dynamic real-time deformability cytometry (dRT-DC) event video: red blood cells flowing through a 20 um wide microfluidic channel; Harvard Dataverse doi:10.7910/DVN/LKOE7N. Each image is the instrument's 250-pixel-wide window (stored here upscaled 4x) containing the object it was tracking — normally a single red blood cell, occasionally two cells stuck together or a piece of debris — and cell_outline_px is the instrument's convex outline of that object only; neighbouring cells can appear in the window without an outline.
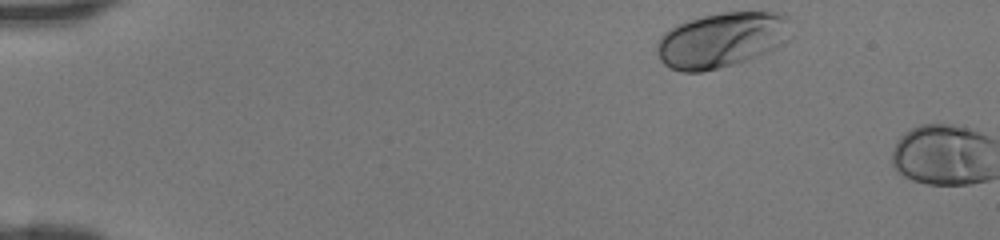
{"species": "human", "species_latin": "Homo sapiens", "temperature_condition": "room temperature", "stored_images_in_passage": 3, "camera_frame_rate_fps": 3000, "um_per_image_px": 0.085, "donor": {"sex": "female"}, "frame": {"image": 1, "passage_image": 1, "time_ms": 0.0, "image_size_px": [1000, 240], "cell_outline_px": [[788, 40], [784, 44], [768, 52], [748, 60], [720, 68], [700, 72], [680, 72], [664, 64], [660, 60], [656, 52], [656, 44], [660, 36], [668, 28], [676, 24], [688, 20], [720, 12], [784, 12], [788, 16]], "centroid_in_image_um": [61.31, 3.39], "position_along_channel_um": 23.7, "area_um2": 43.52}}